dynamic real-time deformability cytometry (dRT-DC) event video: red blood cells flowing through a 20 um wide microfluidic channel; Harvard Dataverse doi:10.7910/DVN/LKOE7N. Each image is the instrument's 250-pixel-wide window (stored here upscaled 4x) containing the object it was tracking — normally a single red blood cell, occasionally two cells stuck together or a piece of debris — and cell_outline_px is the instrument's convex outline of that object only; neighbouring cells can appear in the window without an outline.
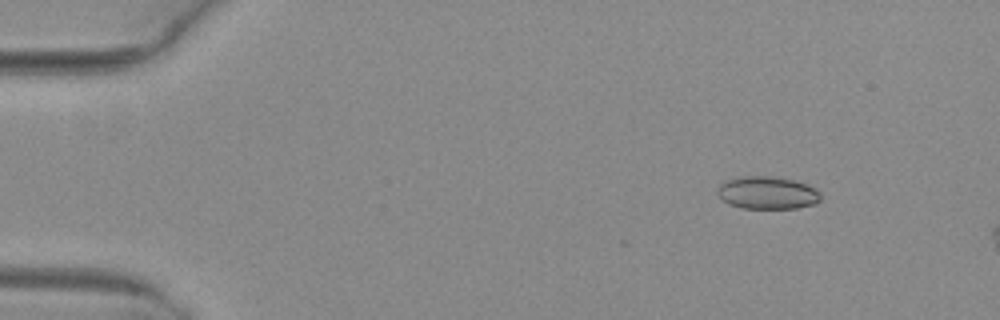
{"species": "common noctule bat (a hibernating species)", "species_latin": "Nyctalus noctula", "temperature_condition": "warm", "stored_images_in_passage": 5, "camera_frame_rate_fps": 3000, "um_per_image_px": 0.085, "animal": {"sex": "female", "body_mass_g": 29.2, "forearm_length_mm": 56.3}, "frame": {"image": 1, "passage_image": 1, "time_ms": 0.0, "image_size_px": [1000, 320], "cell_outline_px": [[820, 200], [816, 204], [796, 208], [740, 208], [728, 204], [716, 192], [720, 184], [728, 180], [744, 176], [772, 176], [792, 180], [808, 184], [816, 188], [820, 192]], "centroid_in_image_um": [65.25, 16.39], "position_along_channel_um": 19.7, "area_um2": 19.65}}
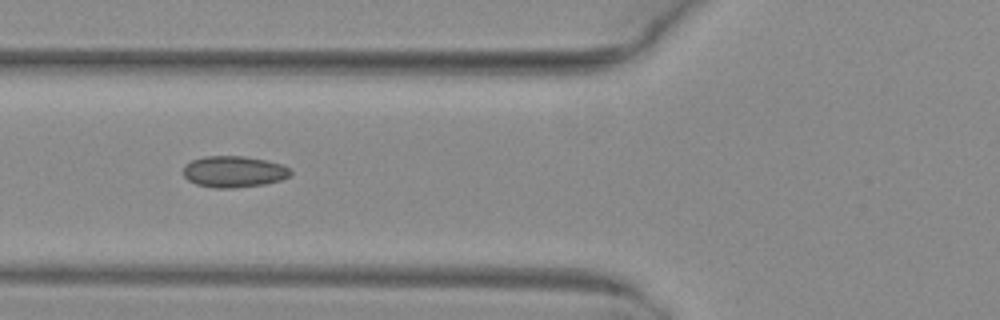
{"frame": {"image": 2, "passage_image": 5, "time_ms": 1.333, "image_size_px": [1000, 320], "cell_outline_px": [[292, 172], [288, 176], [280, 180], [264, 184], [236, 188], [212, 188], [196, 184], [188, 180], [184, 176], [184, 168], [192, 160], [204, 156], [244, 156], [264, 160], [280, 164], [288, 168]], "centroid_in_image_um": [19.85, 14.6], "position_along_channel_um": 105.9, "area_um2": 19.42}}